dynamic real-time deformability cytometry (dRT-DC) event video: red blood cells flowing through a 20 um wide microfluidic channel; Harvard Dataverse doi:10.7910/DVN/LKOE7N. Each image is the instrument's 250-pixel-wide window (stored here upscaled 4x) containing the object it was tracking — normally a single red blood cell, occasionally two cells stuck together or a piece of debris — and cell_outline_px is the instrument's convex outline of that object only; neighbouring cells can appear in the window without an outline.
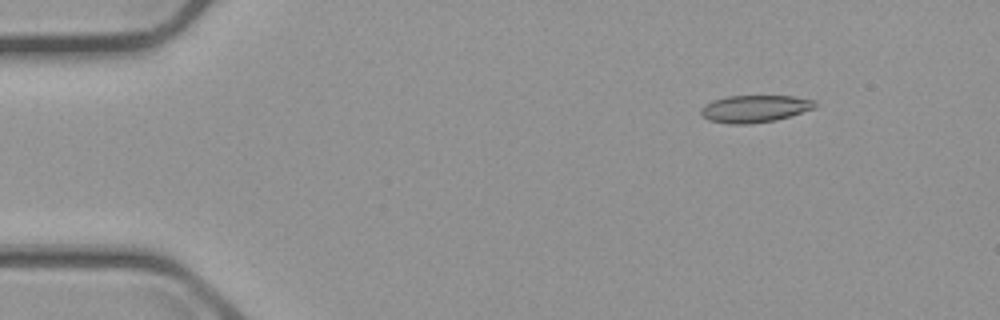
{"species": "common noctule bat (a hibernating species)", "species_latin": "Nyctalus noctula", "temperature_condition": "cold", "stored_images_in_passage": 4, "camera_frame_rate_fps": 3000, "um_per_image_px": 0.085, "animal": {"sex": "male", "body_mass_g": 23.1, "forearm_length_mm": 52.7}, "frame": {"image": 1, "passage_image": 2, "time_ms": 1.333, "image_size_px": [1000, 320], "cell_outline_px": [[816, 108], [776, 120], [748, 124], [728, 124], [708, 120], [700, 112], [700, 108], [704, 104], [712, 100], [728, 96], [792, 96], [816, 100]], "centroid_in_image_um": [64.14, 9.24], "position_along_channel_um": 20.9, "area_um2": 18.21}}